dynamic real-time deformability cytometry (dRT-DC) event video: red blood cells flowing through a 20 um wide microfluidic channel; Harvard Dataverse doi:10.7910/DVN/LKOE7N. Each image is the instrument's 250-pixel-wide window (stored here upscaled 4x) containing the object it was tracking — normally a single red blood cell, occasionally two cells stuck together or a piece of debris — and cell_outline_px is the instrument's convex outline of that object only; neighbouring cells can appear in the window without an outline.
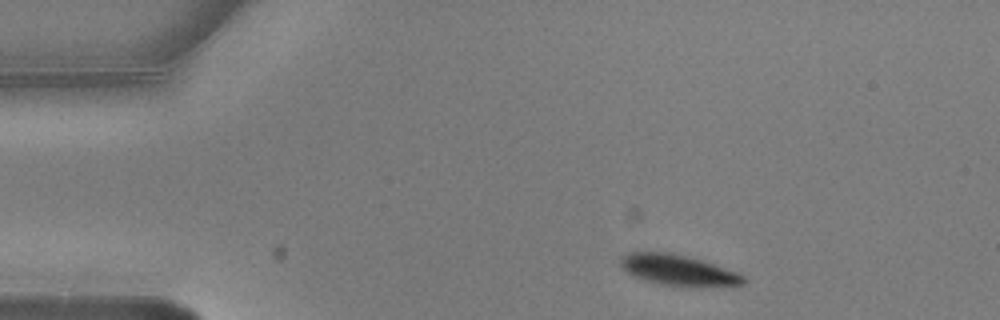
{"species": "common noctule bat (a hibernating species)", "species_latin": "Nyctalus noctula", "temperature_condition": "warm", "stored_images_in_passage": 3, "camera_frame_rate_fps": 3000, "um_per_image_px": 0.085, "animal": {"sex": "male", "body_mass_g": 20.5, "forearm_length_mm": 52.5}, "frame": {"image": 1, "passage_image": 1, "time_ms": 0.0, "image_size_px": [1000, 320], "cell_outline_px": [[748, 280], [744, 284], [700, 288], [680, 288], [660, 284], [636, 276], [628, 272], [620, 264], [620, 256], [628, 252], [668, 252], [688, 256], [736, 272], [744, 276]], "centroid_in_image_um": [57.69, 22.99], "position_along_channel_um": 27.3, "area_um2": 22.25}}